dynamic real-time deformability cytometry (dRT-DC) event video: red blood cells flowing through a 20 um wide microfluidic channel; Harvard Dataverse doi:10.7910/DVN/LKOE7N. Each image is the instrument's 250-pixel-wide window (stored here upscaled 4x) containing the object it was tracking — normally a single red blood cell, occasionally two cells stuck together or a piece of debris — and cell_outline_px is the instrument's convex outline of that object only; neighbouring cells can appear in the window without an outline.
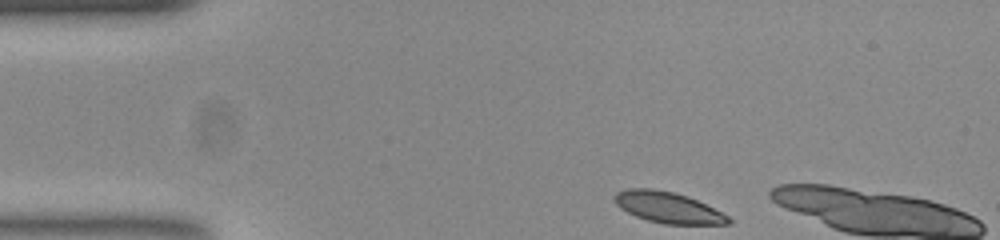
{"species": "common noctule bat (a hibernating species)", "species_latin": "Nyctalus noctula", "temperature_condition": "room temperature", "stored_images_in_passage": 5, "camera_frame_rate_fps": 3000, "um_per_image_px": 0.085, "animal": {"sex": "female", "body_mass_g": 23.0, "forearm_length_mm": 53.4}, "frame": {"image": 1, "passage_image": 1, "time_ms": 0.0, "image_size_px": [1000, 240], "cell_outline_px": [[732, 224], [664, 224], [648, 220], [636, 216], [620, 208], [612, 200], [612, 196], [616, 192], [628, 188], [652, 188], [672, 192], [688, 196], [728, 216], [732, 220]], "centroid_in_image_um": [56.73, 17.63], "position_along_channel_um": 28.3, "area_um2": 20.52}}